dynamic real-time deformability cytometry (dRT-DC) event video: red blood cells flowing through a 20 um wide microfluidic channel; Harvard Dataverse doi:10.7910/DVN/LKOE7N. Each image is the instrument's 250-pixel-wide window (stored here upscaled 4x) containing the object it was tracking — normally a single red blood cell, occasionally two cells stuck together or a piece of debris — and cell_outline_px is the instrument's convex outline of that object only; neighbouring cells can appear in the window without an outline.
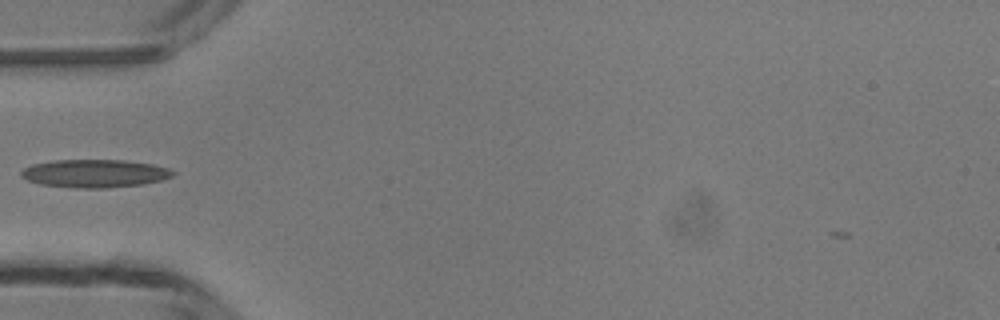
{"species": "common noctule bat (a hibernating species)", "species_latin": "Nyctalus noctula", "temperature_condition": "room temperature", "stored_images_in_passage": 35, "camera_frame_rate_fps": 3000, "um_per_image_px": 0.085, "animal": {"sex": "male", "body_mass_g": 13.3}, "frame": {"image": 1, "passage_image": 2, "time_ms": 0.333, "image_size_px": [1000, 320], "cell_outline_px": [[176, 172], [172, 176], [160, 180], [140, 184], [108, 188], [76, 188], [40, 184], [28, 180], [20, 176], [20, 172], [24, 168], [32, 164], [56, 160], [124, 160], [152, 164], [168, 168]], "centroid_in_image_um": [8.03, 14.74], "position_along_channel_um": 77.0, "area_um2": 24.68}}
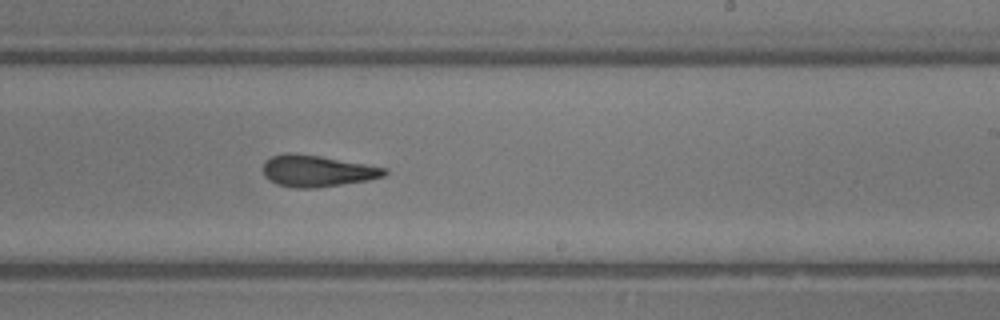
{"frame": {"image": 2, "passage_image": 15, "time_ms": 4.667, "image_size_px": [1000, 320], "cell_outline_px": [[388, 172], [384, 176], [368, 180], [316, 188], [292, 188], [276, 184], [268, 180], [264, 176], [264, 160], [272, 156], [284, 152], [292, 152], [320, 156], [388, 168]], "centroid_in_image_um": [26.92, 14.53], "position_along_channel_um": 262.1, "area_um2": 22.48}}
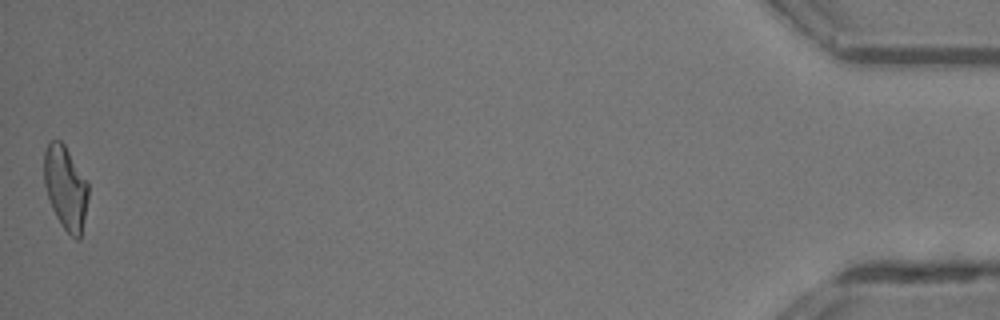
{"frame": {"image": 3, "passage_image": 34, "time_ms": 11.0, "image_size_px": [1000, 320], "cell_outline_px": [[88, 200], [80, 240], [76, 240], [64, 228], [56, 216], [52, 208], [44, 184], [44, 152], [48, 144], [52, 140], [60, 140], [64, 144], [88, 184]], "centroid_in_image_um": [5.57, 15.97], "position_along_channel_um": 429.6, "area_um2": 21.21}}